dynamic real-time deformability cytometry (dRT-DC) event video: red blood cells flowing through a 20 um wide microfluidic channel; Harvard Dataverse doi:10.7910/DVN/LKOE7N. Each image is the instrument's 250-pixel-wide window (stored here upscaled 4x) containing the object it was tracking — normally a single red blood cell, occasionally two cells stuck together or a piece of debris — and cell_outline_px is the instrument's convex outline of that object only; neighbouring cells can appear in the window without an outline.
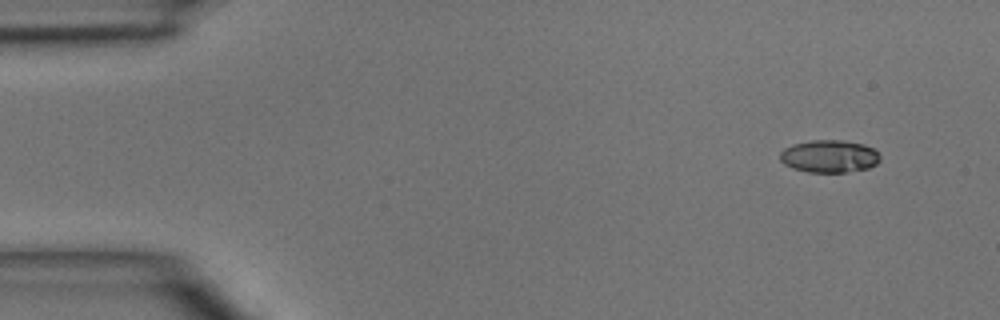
{"species": "common noctule bat (a hibernating species)", "species_latin": "Nyctalus noctula", "temperature_condition": "room temperature", "stored_images_in_passage": 4, "camera_frame_rate_fps": 3000, "um_per_image_px": 0.085, "animal": {"sex": "male", "body_mass_g": 15.6}, "frame": {"image": 1, "passage_image": 1, "time_ms": 0.0, "image_size_px": [1000, 320], "cell_outline_px": [[880, 160], [876, 164], [868, 168], [844, 172], [808, 172], [792, 168], [784, 164], [780, 160], [780, 152], [784, 148], [792, 144], [812, 140], [844, 140], [864, 144], [872, 148], [880, 156]], "centroid_in_image_um": [70.47, 13.28], "position_along_channel_um": 14.5, "area_um2": 19.02}}
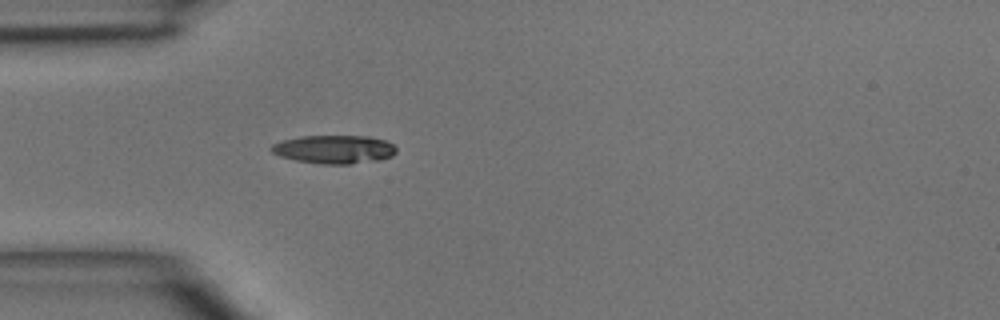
{"frame": {"image": 2, "passage_image": 4, "time_ms": 3.333, "image_size_px": [1000, 320], "cell_outline_px": [[396, 152], [392, 156], [380, 160], [352, 164], [320, 164], [296, 160], [280, 156], [272, 152], [268, 148], [272, 144], [284, 140], [300, 136], [368, 136], [384, 140], [392, 144], [396, 148]], "centroid_in_image_um": [28.4, 12.7], "position_along_channel_um": 56.6, "area_um2": 20.75}}